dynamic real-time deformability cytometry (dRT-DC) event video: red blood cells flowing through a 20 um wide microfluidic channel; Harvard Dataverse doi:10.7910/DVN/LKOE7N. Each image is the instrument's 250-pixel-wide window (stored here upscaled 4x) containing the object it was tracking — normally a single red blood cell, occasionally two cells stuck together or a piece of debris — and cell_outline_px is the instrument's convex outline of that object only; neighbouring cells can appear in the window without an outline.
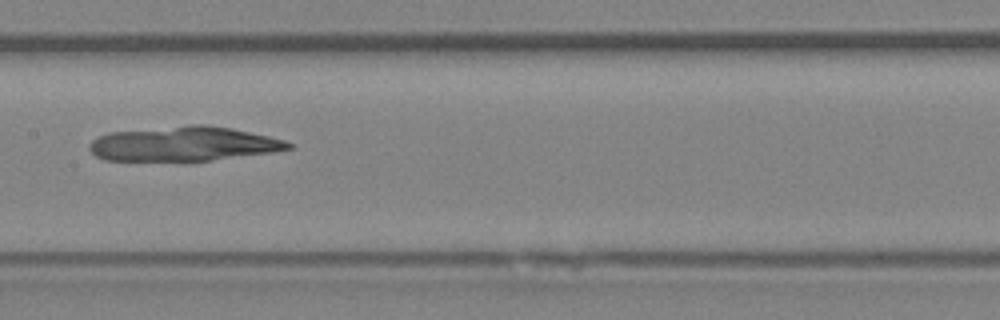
{"species": "Egyptian fruit bat (a non-hibernating species)", "species_latin": "Rousettus aegyptiacus", "temperature_condition": "room temperature", "stored_images_in_passage": 44, "camera_frame_rate_fps": 3000, "um_per_image_px": 0.085, "animal": {"sex": "female"}, "frame": {"image": 1, "passage_image": 19, "time_ms": 6.0, "image_size_px": [1000, 320], "cell_outline_px": [[292, 148], [272, 152], [212, 160], [104, 160], [96, 156], [88, 148], [88, 144], [92, 140], [108, 132], [188, 124], [204, 124], [232, 128], [268, 136], [284, 140], [292, 144]], "centroid_in_image_um": [15.59, 12.21], "position_along_channel_um": 191.8, "area_um2": 39.94}}